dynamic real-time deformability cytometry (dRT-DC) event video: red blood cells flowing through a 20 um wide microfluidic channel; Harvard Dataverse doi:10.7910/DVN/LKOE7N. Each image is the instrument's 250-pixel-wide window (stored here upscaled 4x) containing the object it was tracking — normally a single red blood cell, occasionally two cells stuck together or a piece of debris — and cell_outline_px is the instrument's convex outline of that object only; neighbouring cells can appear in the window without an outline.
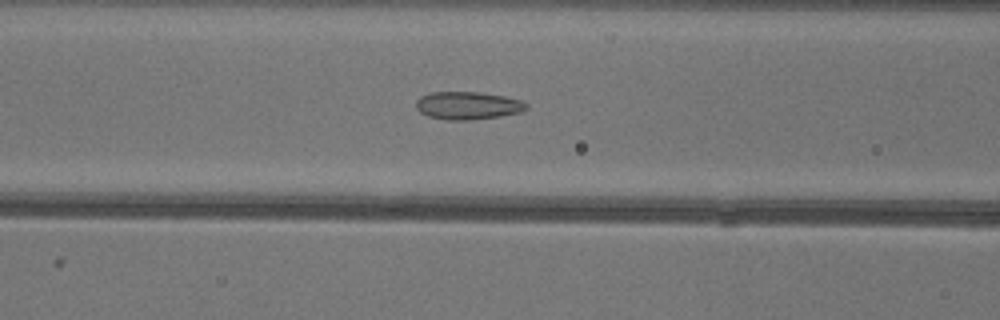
{"species": "common noctule bat (a hibernating species)", "species_latin": "Nyctalus noctula", "temperature_condition": "warm", "stored_images_in_passage": 41, "camera_frame_rate_fps": 3000, "um_per_image_px": 0.085, "animal": {"sex": "female"}, "frame": {"image": 1, "passage_image": 11, "time_ms": 3.333, "image_size_px": [1000, 320], "cell_outline_px": [[528, 108], [520, 112], [500, 116], [472, 120], [448, 120], [428, 116], [420, 112], [416, 108], [416, 100], [420, 96], [432, 92], [480, 92], [504, 96], [520, 100], [528, 104]], "centroid_in_image_um": [39.75, 8.97], "position_along_channel_um": 126.8, "area_um2": 17.92}}
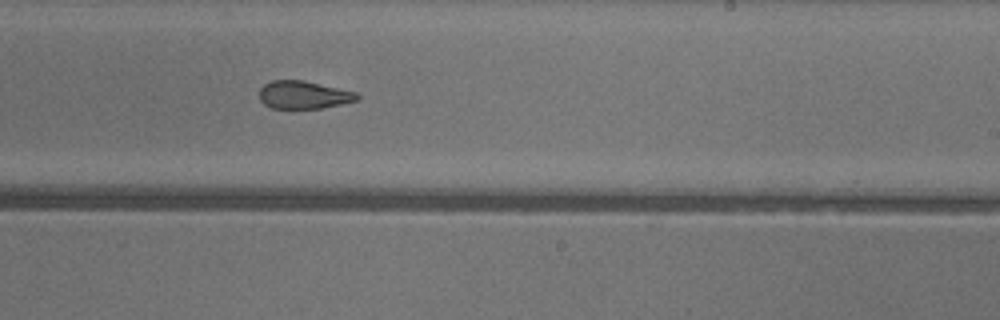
{"frame": {"image": 2, "passage_image": 21, "time_ms": 6.667, "image_size_px": [1000, 320], "cell_outline_px": [[360, 100], [320, 108], [292, 112], [272, 108], [264, 104], [260, 100], [260, 88], [264, 84], [272, 80], [304, 80], [356, 92], [360, 96]], "centroid_in_image_um": [25.78, 8.11], "position_along_channel_um": 263.2, "area_um2": 16.53}}
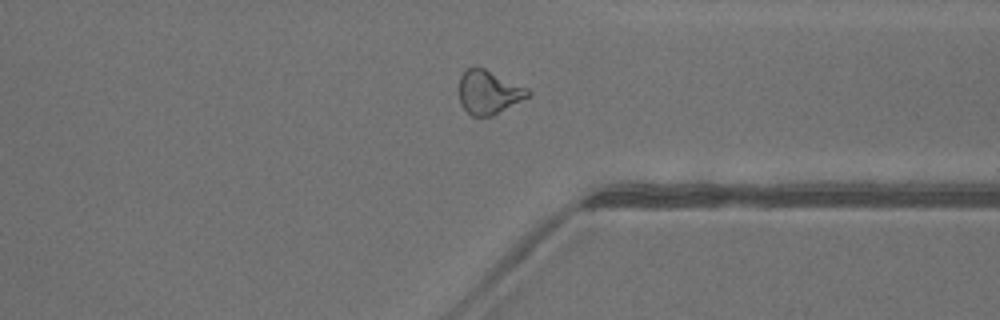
{"frame": {"image": 3, "passage_image": 29, "time_ms": 9.333, "image_size_px": [1000, 320], "cell_outline_px": [[532, 96], [492, 116], [472, 116], [460, 104], [460, 76], [468, 68], [484, 68], [528, 88], [532, 92]], "centroid_in_image_um": [41.59, 7.86], "position_along_channel_um": 369.8, "area_um2": 17.51}, "authors_computed_cell_mechanics": {"area_um2": 17.5134, "velocity_mm_per_s": 4.1034, "shape_relaxation_time_tau1_ms": null, "shape_relaxation_time_tau2_ms": 1.928, "deformation_change_tau1": null, "deformation_change_tau2": 0.1018}}